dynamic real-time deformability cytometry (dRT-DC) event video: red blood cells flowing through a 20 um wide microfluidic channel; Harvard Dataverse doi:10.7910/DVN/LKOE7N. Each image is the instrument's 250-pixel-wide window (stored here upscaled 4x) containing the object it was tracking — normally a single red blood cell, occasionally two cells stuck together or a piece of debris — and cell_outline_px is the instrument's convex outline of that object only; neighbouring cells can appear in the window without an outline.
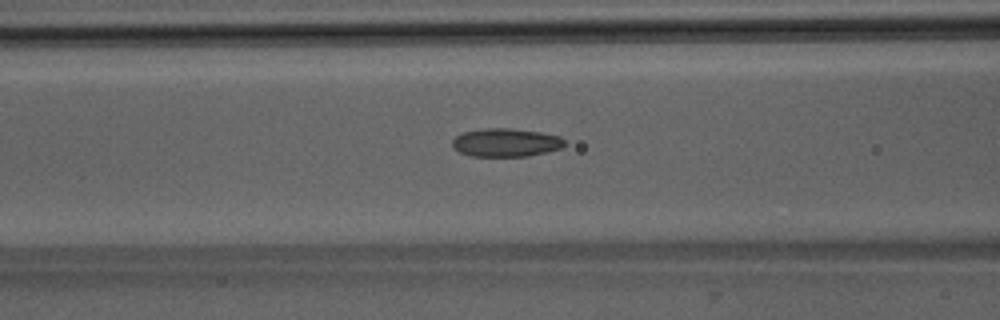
{"species": "Egyptian fruit bat (a non-hibernating species)", "species_latin": "Rousettus aegyptiacus", "temperature_condition": "room temperature", "stored_images_in_passage": 51, "camera_frame_rate_fps": 3000, "um_per_image_px": 0.085, "animal": {"sex": "male"}, "frame": {"image": 1, "passage_image": 21, "time_ms": 6.667, "image_size_px": [1000, 320], "cell_outline_px": [[564, 148], [528, 156], [472, 156], [460, 152], [452, 148], [452, 140], [456, 136], [464, 132], [484, 128], [512, 128], [540, 132], [560, 136], [564, 140]], "centroid_in_image_um": [43.0, 12.11], "position_along_channel_um": 123.6, "area_um2": 18.61}}
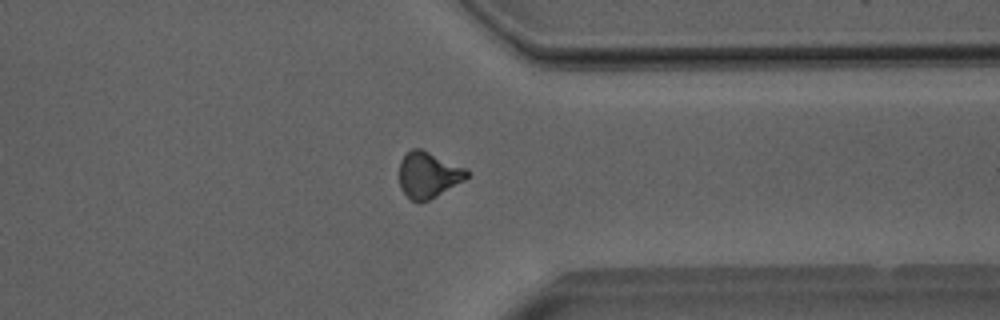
{"frame": {"image": 2, "passage_image": 40, "time_ms": 13.0, "image_size_px": [1000, 320], "cell_outline_px": [[468, 176], [464, 180], [436, 196], [428, 200], [412, 200], [400, 188], [400, 160], [412, 148], [420, 148], [468, 168]], "centroid_in_image_um": [36.42, 14.83], "position_along_channel_um": 375.0, "area_um2": 17.86}}
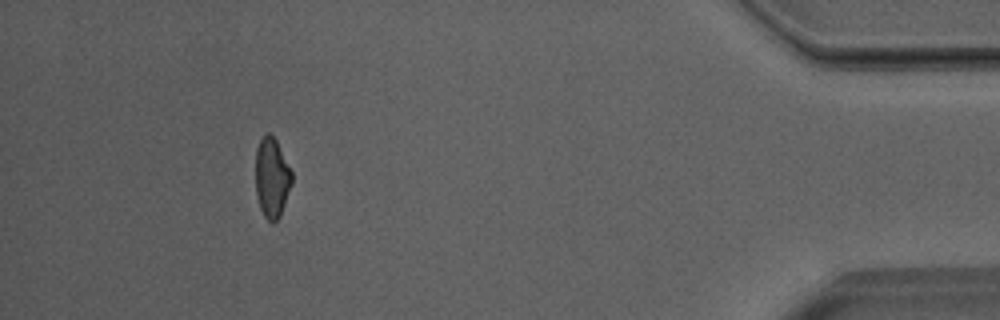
{"frame": {"image": 3, "passage_image": 47, "time_ms": 15.333, "image_size_px": [1000, 320], "cell_outline_px": [[292, 184], [280, 216], [272, 224], [264, 216], [260, 208], [256, 196], [256, 148], [260, 140], [268, 132], [276, 140], [292, 172]], "centroid_in_image_um": [23.11, 15.13], "position_along_channel_um": 412.1, "area_um2": 16.82}, "authors_computed_cell_mechanics": {"area_um2": 18.2648, "velocity_mm_per_s": 4.026, "shape_relaxation_time_tau1_ms": null, "shape_relaxation_time_tau2_ms": 2.3341, "deformation_change_tau1": null, "deformation_change_tau2": 0.0947}}